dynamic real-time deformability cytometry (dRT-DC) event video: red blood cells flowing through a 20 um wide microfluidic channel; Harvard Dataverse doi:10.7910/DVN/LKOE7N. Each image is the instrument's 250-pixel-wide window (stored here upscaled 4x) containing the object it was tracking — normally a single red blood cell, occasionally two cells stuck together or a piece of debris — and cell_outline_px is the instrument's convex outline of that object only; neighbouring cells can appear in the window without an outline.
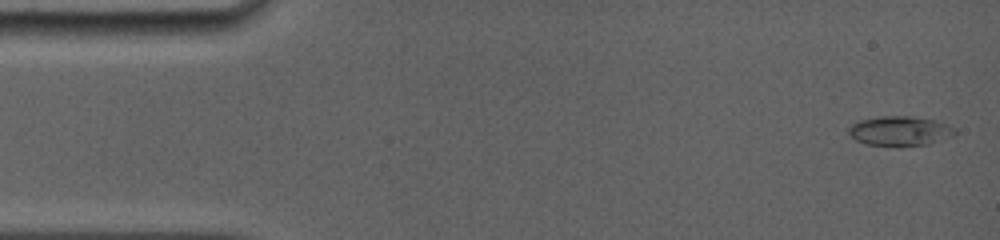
{"species": "common noctule bat (a hibernating species)", "species_latin": "Nyctalus noctula", "temperature_condition": "room temperature", "stored_images_in_passage": 35, "camera_frame_rate_fps": 5000, "um_per_image_px": 0.085, "animal": {"sex": "female", "body_mass_g": 19.0, "forearm_length_mm": 56.7}, "frame": {"image": 1, "passage_image": 1, "time_ms": 0.0, "image_size_px": [1000, 240], "cell_outline_px": [[956, 136], [928, 144], [900, 148], [896, 148], [868, 144], [856, 140], [848, 132], [848, 128], [852, 124], [860, 120], [880, 116], [912, 116], [932, 120], [948, 124], [956, 128]], "centroid_in_image_um": [76.53, 11.16], "position_along_channel_um": 8.5, "area_um2": 18.84}}
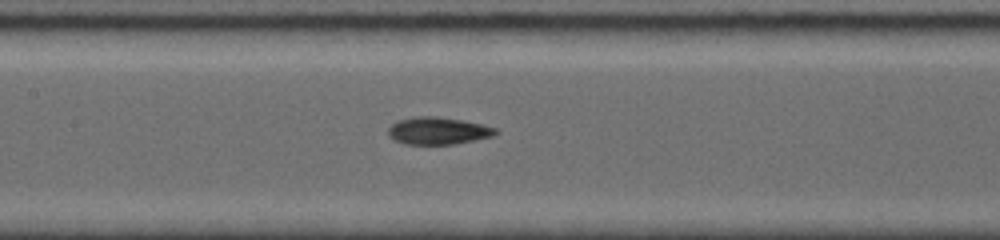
{"frame": {"image": 2, "passage_image": 16, "time_ms": 7.0, "image_size_px": [1000, 240], "cell_outline_px": [[500, 132], [492, 136], [476, 140], [452, 144], [404, 144], [388, 136], [388, 128], [396, 120], [416, 116], [436, 116], [464, 120], [484, 124], [496, 128]], "centroid_in_image_um": [37.25, 11.1], "position_along_channel_um": 170.2, "area_um2": 17.28}}
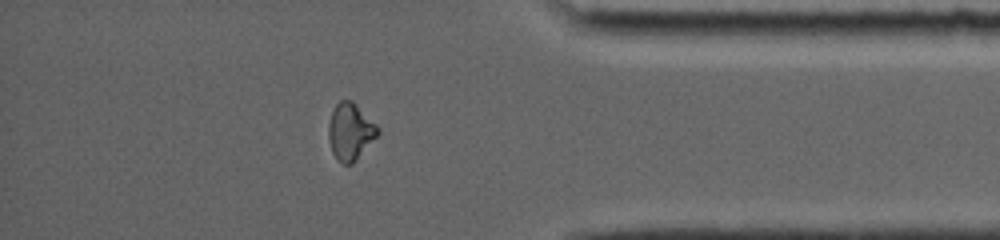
{"frame": {"image": 3, "passage_image": 30, "time_ms": 13.2, "image_size_px": [1000, 240], "cell_outline_px": [[380, 132], [356, 160], [352, 164], [344, 164], [332, 152], [328, 140], [328, 124], [332, 112], [336, 104], [340, 100], [352, 100], [380, 128]], "centroid_in_image_um": [29.77, 11.17], "position_along_channel_um": 405.4, "area_um2": 16.18}, "authors_computed_cell_mechanics": {"area_um2": 16.762, "velocity_mm_per_s": 3.9676, "shape_relaxation_time_tau1_ms": null, "shape_relaxation_time_tau2_ms": 2.2383, "deformation_change_tau1": null, "deformation_change_tau2": 0.0627}}